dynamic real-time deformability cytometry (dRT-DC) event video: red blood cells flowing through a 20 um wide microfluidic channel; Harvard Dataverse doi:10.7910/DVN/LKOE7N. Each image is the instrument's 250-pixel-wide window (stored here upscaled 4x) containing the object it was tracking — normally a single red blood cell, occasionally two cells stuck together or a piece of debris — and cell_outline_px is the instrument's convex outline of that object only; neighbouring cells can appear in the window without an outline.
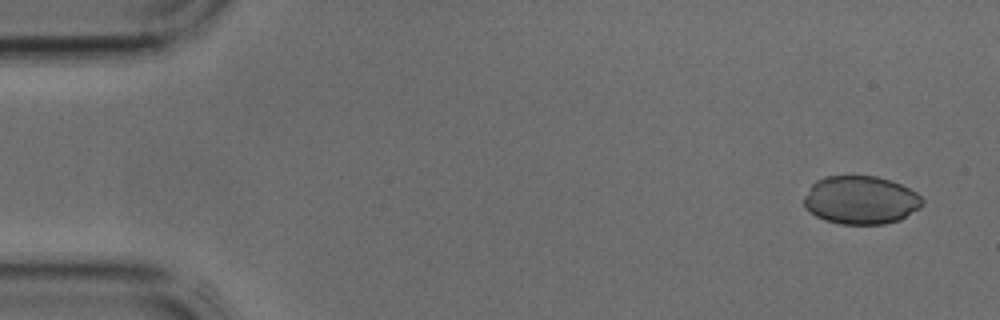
{"species": "common noctule bat (a hibernating species)", "species_latin": "Nyctalus noctula", "temperature_condition": "cold", "stored_images_in_passage": 3, "camera_frame_rate_fps": 3000, "um_per_image_px": 0.085, "animal": {"sex": "male", "body_mass_g": 17.9, "forearm_length_mm": 54.2}, "frame": {"image": 1, "passage_image": 1, "time_ms": 0.0, "image_size_px": [1000, 320], "cell_outline_px": [[924, 204], [920, 208], [900, 220], [884, 224], [840, 224], [824, 220], [816, 216], [804, 208], [804, 196], [812, 184], [816, 180], [824, 176], [876, 176], [892, 180], [916, 192], [924, 200]], "centroid_in_image_um": [73.16, 17.01], "position_along_channel_um": 11.8, "area_um2": 33.58}}